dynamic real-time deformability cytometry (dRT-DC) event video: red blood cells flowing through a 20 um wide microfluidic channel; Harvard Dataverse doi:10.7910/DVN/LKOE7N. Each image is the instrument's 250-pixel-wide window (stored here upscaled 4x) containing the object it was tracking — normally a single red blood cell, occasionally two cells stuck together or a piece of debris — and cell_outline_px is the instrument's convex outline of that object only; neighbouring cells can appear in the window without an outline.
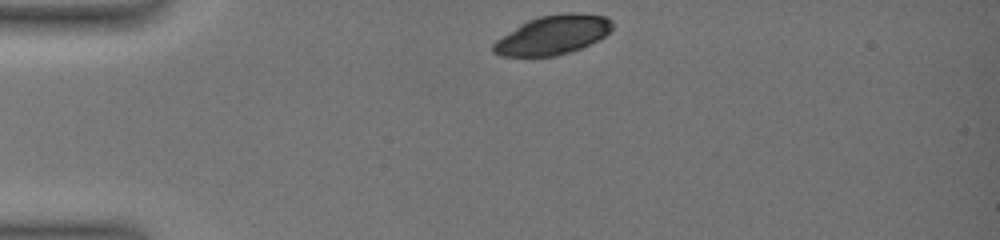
{"species": "common noctule bat (a hibernating species)", "species_latin": "Nyctalus noctula", "temperature_condition": "warm", "stored_images_in_passage": 30, "camera_frame_rate_fps": 3000, "um_per_image_px": 0.085, "animal": {"sex": "female", "body_mass_g": 19.0, "forearm_length_mm": 51.5}, "frame": {"image": 1, "passage_image": 1, "time_ms": 0.0, "image_size_px": [1000, 240], "cell_outline_px": [[612, 28], [604, 36], [580, 48], [556, 56], [500, 56], [492, 52], [492, 44], [496, 40], [520, 24], [528, 20], [540, 16], [564, 12], [572, 12], [604, 16], [612, 20]], "centroid_in_image_um": [46.95, 2.97], "position_along_channel_um": 38.0, "area_um2": 26.93}}
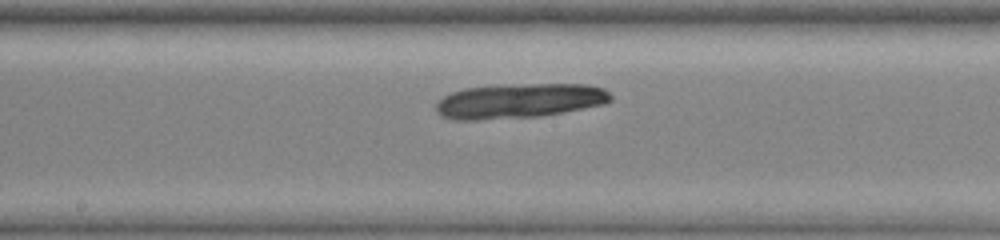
{"frame": {"image": 2, "passage_image": 18, "time_ms": 6.0, "image_size_px": [1000, 240], "cell_outline_px": [[612, 100], [604, 104], [564, 112], [540, 116], [480, 120], [452, 120], [440, 116], [436, 112], [436, 104], [444, 96], [452, 92], [464, 88], [504, 84], [588, 84], [604, 88], [612, 96]], "centroid_in_image_um": [44.13, 8.57], "position_along_channel_um": 204.1, "area_um2": 35.72}}
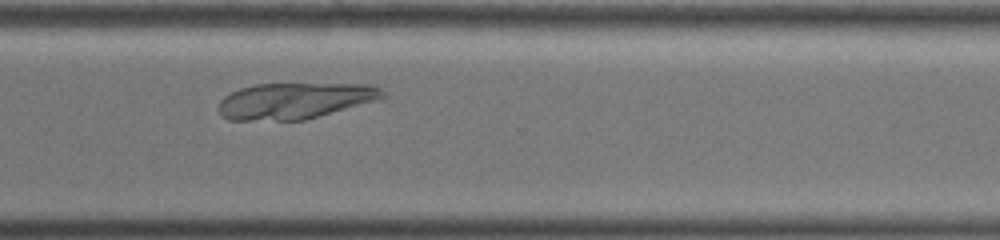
{"frame": {"image": 3, "passage_image": 29, "time_ms": 10.0, "image_size_px": [1000, 240], "cell_outline_px": [[388, 96], [304, 120], [228, 120], [220, 116], [216, 108], [220, 100], [224, 96], [240, 88], [256, 84], [368, 84], [380, 88]], "centroid_in_image_um": [24.97, 8.56], "position_along_channel_um": 345.6, "area_um2": 34.33}}